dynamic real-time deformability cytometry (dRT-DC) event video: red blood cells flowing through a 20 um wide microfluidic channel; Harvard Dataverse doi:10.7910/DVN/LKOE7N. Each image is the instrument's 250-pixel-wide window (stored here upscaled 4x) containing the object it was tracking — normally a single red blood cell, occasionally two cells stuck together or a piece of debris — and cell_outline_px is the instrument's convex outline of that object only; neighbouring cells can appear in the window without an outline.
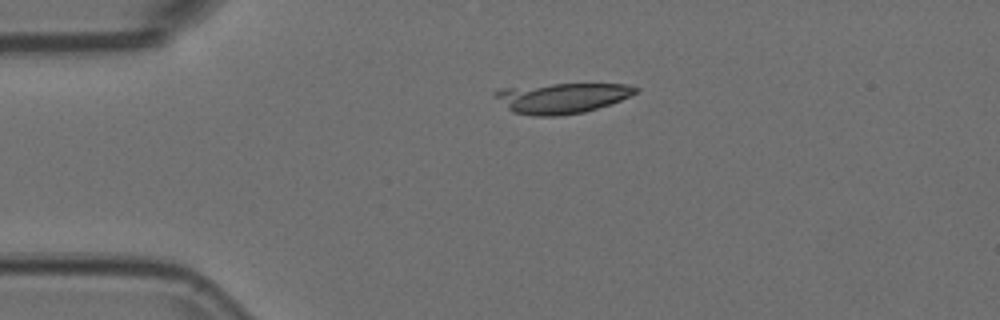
{"species": "Egyptian fruit bat (a non-hibernating species)", "species_latin": "Rousettus aegyptiacus", "temperature_condition": "room temperature", "stored_images_in_passage": 6, "camera_frame_rate_fps": 3000, "um_per_image_px": 0.085, "animal": {"sex": "female"}, "frame": {"image": 1, "passage_image": 1, "time_ms": 0.0, "image_size_px": [1000, 320], "cell_outline_px": [[640, 88], [636, 92], [620, 100], [584, 112], [556, 116], [536, 116], [512, 112], [492, 92], [500, 88], [552, 84], [628, 84]], "centroid_in_image_um": [47.74, 8.32], "position_along_channel_um": 37.3, "area_um2": 24.51}}